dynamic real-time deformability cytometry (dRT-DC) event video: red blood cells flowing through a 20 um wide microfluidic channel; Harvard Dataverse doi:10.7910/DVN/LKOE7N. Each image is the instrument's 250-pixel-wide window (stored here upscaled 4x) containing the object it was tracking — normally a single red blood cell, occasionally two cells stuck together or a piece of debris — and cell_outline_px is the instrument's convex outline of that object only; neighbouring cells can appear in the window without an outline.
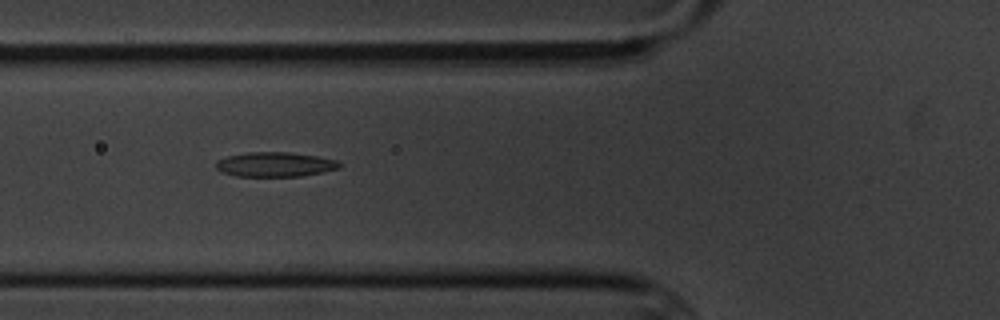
{"species": "common noctule bat (a hibernating species)", "species_latin": "Nyctalus noctula", "temperature_condition": "cold", "stored_images_in_passage": 10, "camera_frame_rate_fps": 3000, "um_per_image_px": 0.085, "animal": {"sex": "male", "body_mass_g": 20.1, "forearm_length_mm": 53.5}, "frame": {"image": 1, "passage_image": 4, "time_ms": 4.333, "image_size_px": [1000, 320], "cell_outline_px": [[340, 168], [300, 176], [236, 176], [220, 172], [216, 168], [216, 160], [228, 156], [248, 152], [288, 152], [316, 156], [336, 160], [340, 164]], "centroid_in_image_um": [23.32, 13.97], "position_along_channel_um": 102.5, "area_um2": 17.57}}
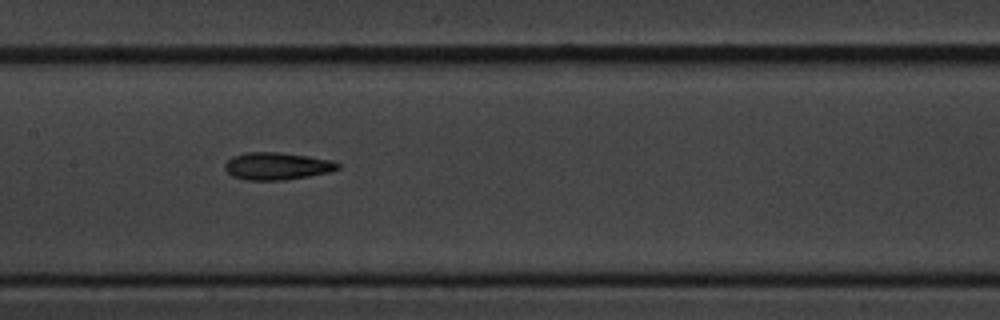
{"frame": {"image": 2, "passage_image": 6, "time_ms": 6.667, "image_size_px": [1000, 320], "cell_outline_px": [[340, 168], [328, 172], [308, 176], [284, 180], [244, 180], [232, 176], [224, 168], [224, 164], [232, 156], [244, 152], [280, 152], [308, 156], [332, 160], [340, 164]], "centroid_in_image_um": [23.52, 14.11], "position_along_channel_um": 183.9, "area_um2": 18.09}}
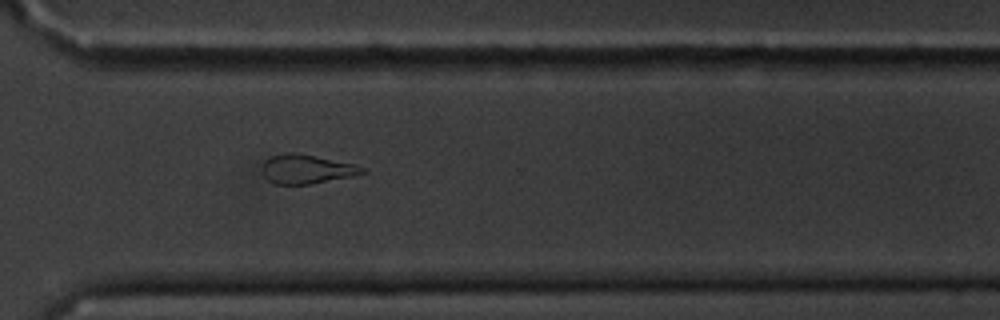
{"frame": {"image": 3, "passage_image": 10, "time_ms": 11.333, "image_size_px": [1000, 320], "cell_outline_px": [[368, 172], [356, 176], [312, 184], [276, 184], [268, 180], [264, 176], [260, 168], [264, 160], [272, 156], [288, 152], [292, 152], [356, 164], [368, 168]], "centroid_in_image_um": [26.11, 14.39], "position_along_channel_um": 344.5, "area_um2": 17.28}}